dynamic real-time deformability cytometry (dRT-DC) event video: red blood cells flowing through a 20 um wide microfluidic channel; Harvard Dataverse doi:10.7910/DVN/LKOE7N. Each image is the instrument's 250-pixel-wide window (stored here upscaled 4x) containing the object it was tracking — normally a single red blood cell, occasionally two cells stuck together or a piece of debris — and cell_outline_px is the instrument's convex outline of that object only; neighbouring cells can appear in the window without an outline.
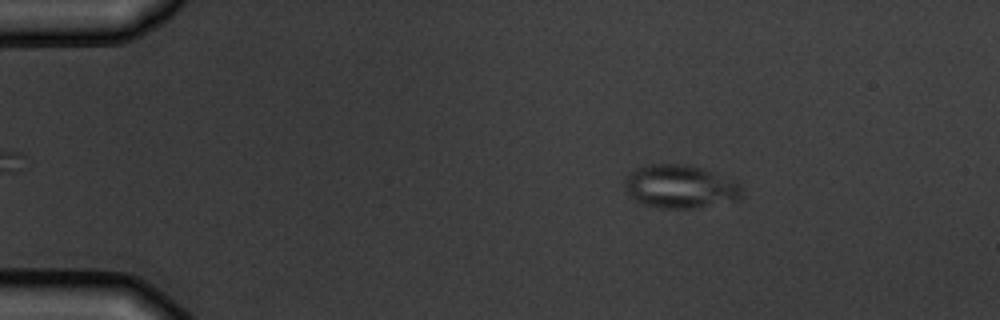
{"species": "common noctule bat (a hibernating species)", "species_latin": "Nyctalus noctula", "temperature_condition": "warm", "stored_images_in_passage": 3, "camera_frame_rate_fps": 3000, "um_per_image_px": 0.085, "animal": {"sex": "male", "body_mass_g": 19.5, "forearm_length_mm": 54.6}, "frame": {"image": 1, "passage_image": 2, "time_ms": 1.0, "image_size_px": [1000, 320], "cell_outline_px": [[740, 200], [692, 208], [660, 208], [640, 204], [628, 196], [624, 188], [624, 184], [628, 176], [636, 168], [648, 164], [692, 164], [704, 168], [736, 180], [740, 184]], "centroid_in_image_um": [57.8, 15.85], "position_along_channel_um": 27.2, "area_um2": 29.94}}